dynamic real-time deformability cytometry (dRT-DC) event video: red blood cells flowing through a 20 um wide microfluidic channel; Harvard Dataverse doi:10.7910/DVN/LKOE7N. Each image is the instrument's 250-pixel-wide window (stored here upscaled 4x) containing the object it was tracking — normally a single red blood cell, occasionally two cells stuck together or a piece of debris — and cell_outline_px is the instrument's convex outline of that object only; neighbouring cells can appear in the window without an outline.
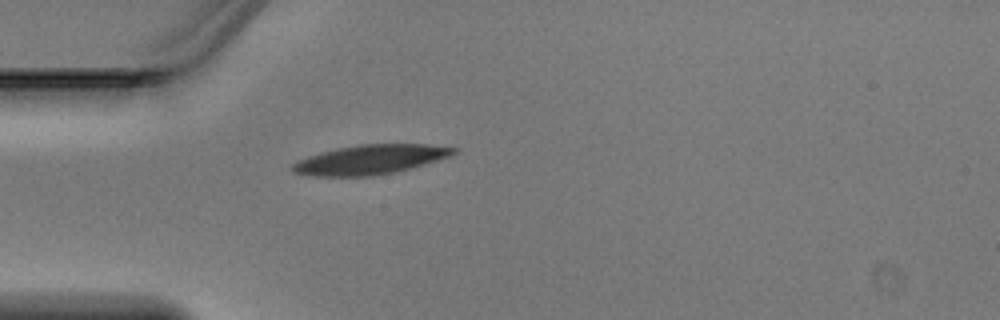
{"species": "Egyptian fruit bat (a non-hibernating species)", "species_latin": "Rousettus aegyptiacus", "temperature_condition": "warm", "stored_images_in_passage": 1, "camera_frame_rate_fps": 3000, "um_per_image_px": 0.085, "animal": {"sex": "male"}, "frame": {"image": 1, "passage_image": 1, "time_ms": 0.0, "image_size_px": [1000, 320], "cell_outline_px": [[460, 148], [456, 152], [448, 156], [436, 160], [396, 172], [372, 176], [312, 176], [292, 172], [292, 164], [296, 160], [320, 152], [336, 148], [360, 144], [424, 144]], "centroid_in_image_um": [31.42, 13.56], "position_along_channel_um": 53.6, "area_um2": 27.57}}